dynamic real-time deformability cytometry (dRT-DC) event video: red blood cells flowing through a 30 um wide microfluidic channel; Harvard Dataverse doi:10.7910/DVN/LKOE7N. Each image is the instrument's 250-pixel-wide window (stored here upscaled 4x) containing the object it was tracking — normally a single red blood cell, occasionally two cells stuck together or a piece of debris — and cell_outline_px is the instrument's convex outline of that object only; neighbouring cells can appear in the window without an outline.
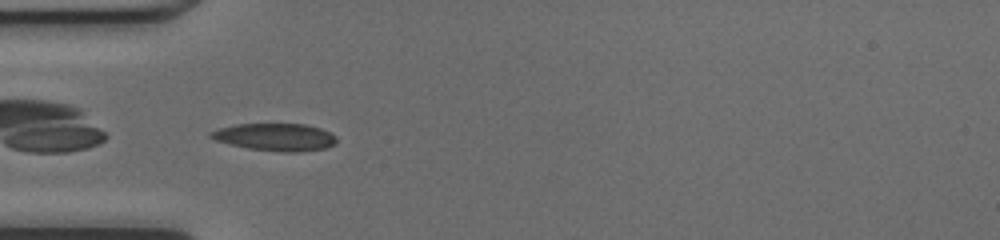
{"species": "common noctule bat (a hibernating species)", "species_latin": "Nyctalus noctula", "temperature_condition": "cold", "stored_images_in_passage": 22, "camera_frame_rate_fps": 3000, "um_per_image_px": 0.085, "animal": {"sex": "female", "body_mass_g": 17.0, "forearm_length_mm": 48.0}, "frame": {"image": 1, "passage_image": 1, "time_ms": 0.0, "image_size_px": [1000, 240], "cell_outline_px": [[336, 144], [324, 148], [296, 152], [280, 152], [248, 148], [216, 140], [208, 136], [208, 132], [220, 128], [236, 124], [304, 124], [320, 128], [336, 136]], "centroid_in_image_um": [23.39, 11.65], "position_along_channel_um": 61.6, "area_um2": 19.94}}
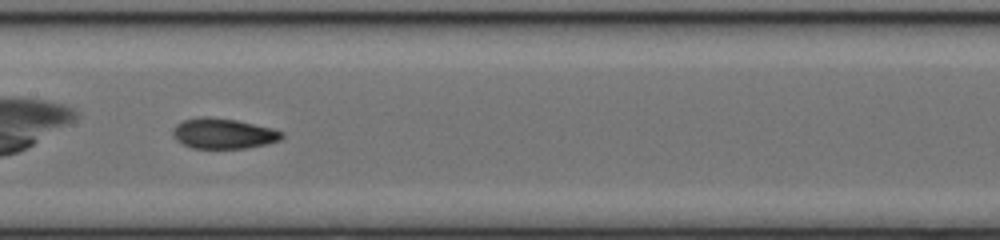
{"frame": {"image": 2, "passage_image": 10, "time_ms": 3.0, "image_size_px": [1000, 240], "cell_outline_px": [[284, 136], [280, 140], [268, 144], [248, 148], [192, 148], [176, 140], [172, 132], [172, 128], [176, 124], [184, 120], [204, 116], [208, 116], [236, 120], [272, 128], [284, 132]], "centroid_in_image_um": [19.0, 11.35], "position_along_channel_um": 188.4, "area_um2": 19.36}}
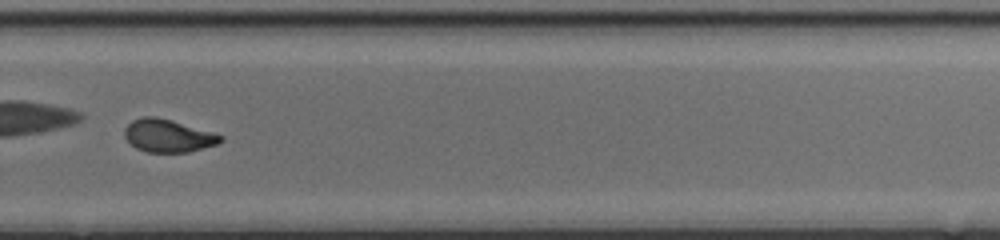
{"frame": {"image": 3, "passage_image": 19, "time_ms": 6.0, "image_size_px": [1000, 240], "cell_outline_px": [[224, 140], [216, 144], [188, 152], [148, 152], [136, 148], [124, 136], [124, 128], [132, 120], [144, 116], [156, 116], [212, 132], [224, 136]], "centroid_in_image_um": [14.27, 11.53], "position_along_channel_um": 315.5, "area_um2": 18.15}}